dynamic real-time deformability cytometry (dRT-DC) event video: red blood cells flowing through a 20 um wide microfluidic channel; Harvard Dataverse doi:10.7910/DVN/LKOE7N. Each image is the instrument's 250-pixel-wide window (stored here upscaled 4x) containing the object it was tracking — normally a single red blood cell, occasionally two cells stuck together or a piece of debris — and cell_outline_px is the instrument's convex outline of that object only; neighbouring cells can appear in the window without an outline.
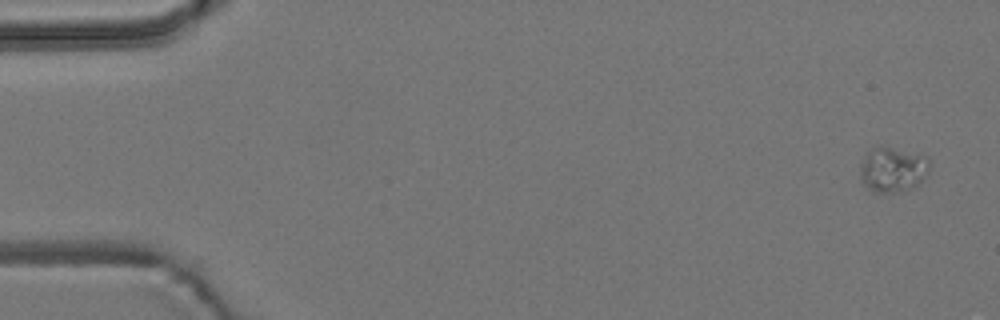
{"species": "common noctule bat (a hibernating species)", "species_latin": "Nyctalus noctula", "temperature_condition": "room temperature", "stored_images_in_passage": 6, "camera_frame_rate_fps": 3000, "um_per_image_px": 0.085, "animal": {"sex": "male", "body_mass_g": 19.2, "forearm_length_mm": 51.8}, "frame": {"image": 1, "passage_image": 1, "time_ms": 0.0, "image_size_px": [1000, 320], "cell_outline_px": [[928, 172], [912, 188], [896, 192], [872, 192], [860, 180], [860, 164], [864, 156], [872, 148], [880, 144], [928, 156]], "centroid_in_image_um": [75.83, 14.38], "position_along_channel_um": 9.2, "area_um2": 18.32}}
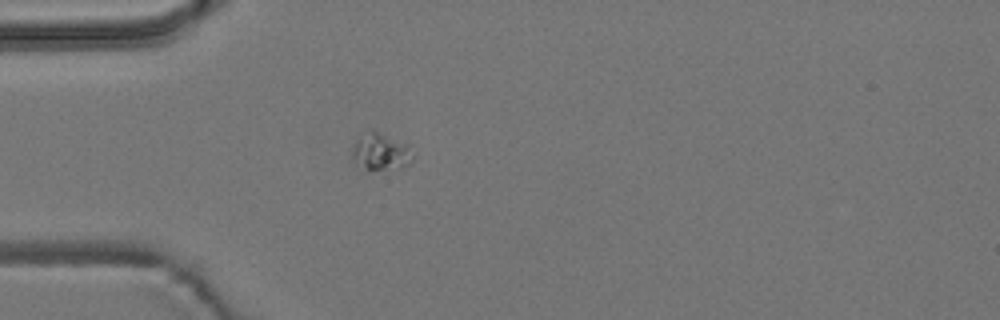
{"frame": {"image": 2, "passage_image": 5, "time_ms": 4.667, "image_size_px": [1000, 320], "cell_outline_px": [[412, 160], [404, 168], [364, 168], [352, 156], [352, 148], [356, 140], [368, 128], [372, 128], [408, 144], [412, 156]], "centroid_in_image_um": [32.37, 12.83], "position_along_channel_um": 52.6, "area_um2": 12.89}}